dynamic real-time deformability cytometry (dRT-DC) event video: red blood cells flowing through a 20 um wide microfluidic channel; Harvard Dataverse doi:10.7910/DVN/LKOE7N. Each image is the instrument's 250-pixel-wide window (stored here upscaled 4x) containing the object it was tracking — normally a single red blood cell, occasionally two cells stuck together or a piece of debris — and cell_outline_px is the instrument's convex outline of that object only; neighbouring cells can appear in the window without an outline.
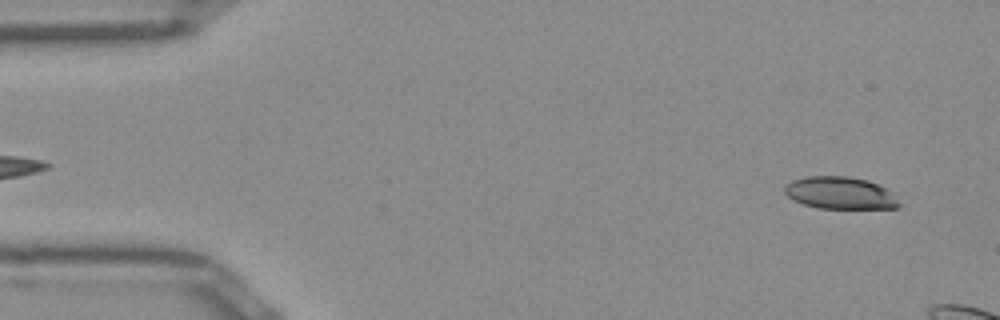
{"species": "Egyptian fruit bat (a non-hibernating species)", "species_latin": "Rousettus aegyptiacus", "temperature_condition": "room temperature", "stored_images_in_passage": 9, "camera_frame_rate_fps": 3000, "um_per_image_px": 0.085, "frame": {"image": 1, "passage_image": 3, "time_ms": 0.667, "image_size_px": [1000, 320], "cell_outline_px": [[900, 208], [820, 208], [804, 204], [792, 200], [784, 192], [784, 188], [792, 180], [808, 176], [844, 176], [868, 180], [888, 188], [892, 192], [900, 204]], "centroid_in_image_um": [71.43, 16.4], "position_along_channel_um": 13.6, "area_um2": 21.5}}